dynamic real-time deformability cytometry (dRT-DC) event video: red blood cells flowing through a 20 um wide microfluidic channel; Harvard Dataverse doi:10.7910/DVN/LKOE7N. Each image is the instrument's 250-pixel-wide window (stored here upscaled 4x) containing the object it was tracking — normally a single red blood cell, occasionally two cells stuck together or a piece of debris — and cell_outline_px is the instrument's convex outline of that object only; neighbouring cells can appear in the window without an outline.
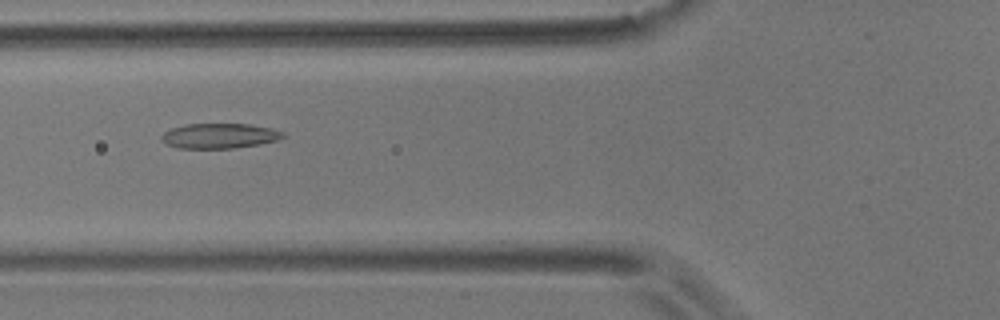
{"species": "common noctule bat (a hibernating species)", "species_latin": "Nyctalus noctula", "temperature_condition": "room temperature", "stored_images_in_passage": 6, "camera_frame_rate_fps": 3000, "um_per_image_px": 0.085, "animal": {"sex": "male", "body_mass_g": 17.9}, "frame": {"image": 1, "passage_image": 4, "time_ms": 1.0, "image_size_px": [1000, 320], "cell_outline_px": [[288, 136], [276, 140], [260, 144], [236, 148], [176, 148], [164, 144], [160, 140], [160, 136], [164, 132], [172, 128], [184, 124], [248, 124], [272, 128], [284, 132]], "centroid_in_image_um": [18.64, 11.55], "position_along_channel_um": 107.2, "area_um2": 17.98}}
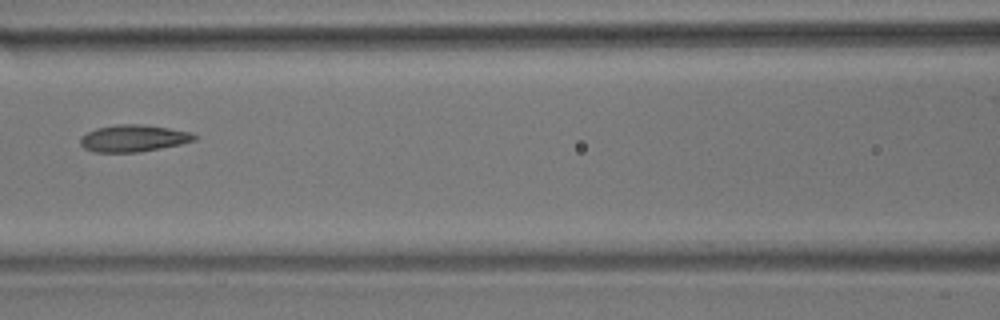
{"frame": {"image": 2, "passage_image": 5, "time_ms": 1.333, "image_size_px": [1000, 320], "cell_outline_px": [[196, 140], [180, 144], [160, 148], [136, 152], [92, 152], [84, 148], [80, 144], [80, 136], [96, 128], [116, 124], [144, 124], [192, 132], [196, 136]], "centroid_in_image_um": [11.31, 11.75], "position_along_channel_um": 155.3, "area_um2": 17.92}}